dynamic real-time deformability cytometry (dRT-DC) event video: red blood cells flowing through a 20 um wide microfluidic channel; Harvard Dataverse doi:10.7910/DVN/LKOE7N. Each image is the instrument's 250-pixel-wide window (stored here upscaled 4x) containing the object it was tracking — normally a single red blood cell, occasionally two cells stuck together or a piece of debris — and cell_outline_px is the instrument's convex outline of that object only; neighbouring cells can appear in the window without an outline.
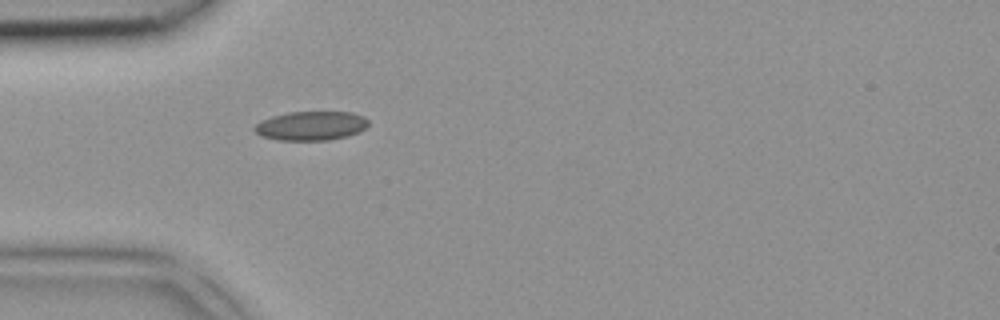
{"species": "common noctule bat (a hibernating species)", "species_latin": "Nyctalus noctula", "temperature_condition": "room temperature", "stored_images_in_passage": 3, "camera_frame_rate_fps": 3000, "um_per_image_px": 0.085, "animal": {"sex": "female", "body_mass_g": 18.4}, "frame": {"image": 1, "passage_image": 3, "time_ms": 0.667, "image_size_px": [1000, 320], "cell_outline_px": [[368, 124], [360, 132], [348, 136], [328, 140], [280, 140], [260, 136], [252, 128], [260, 120], [272, 116], [288, 112], [352, 112], [364, 116], [368, 120]], "centroid_in_image_um": [26.43, 10.69], "position_along_channel_um": 58.6, "area_um2": 19.42}}